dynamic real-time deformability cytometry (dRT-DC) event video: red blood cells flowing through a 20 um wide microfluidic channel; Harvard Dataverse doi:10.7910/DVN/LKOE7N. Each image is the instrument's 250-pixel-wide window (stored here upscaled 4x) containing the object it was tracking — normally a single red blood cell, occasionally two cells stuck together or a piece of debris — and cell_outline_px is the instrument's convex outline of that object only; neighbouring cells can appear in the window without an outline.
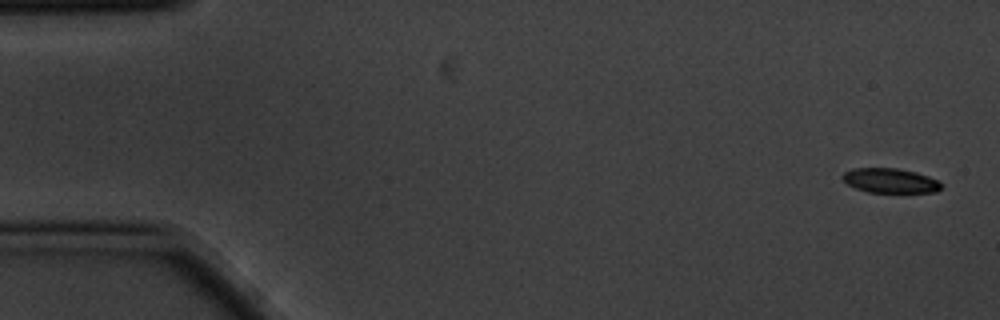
{"species": "common noctule bat (a hibernating species)", "species_latin": "Nyctalus noctula", "temperature_condition": "cold", "stored_images_in_passage": 4, "camera_frame_rate_fps": 3000, "um_per_image_px": 0.085, "animal": {"sex": "male", "body_mass_g": 20.1, "forearm_length_mm": 53.5}, "frame": {"image": 1, "passage_image": 1, "time_ms": 0.0, "image_size_px": [1000, 320], "cell_outline_px": [[944, 184], [936, 192], [868, 192], [856, 188], [848, 184], [840, 176], [844, 172], [852, 168], [896, 168], [916, 172], [928, 176]], "centroid_in_image_um": [75.65, 15.34], "position_along_channel_um": 9.3, "area_um2": 14.1}}
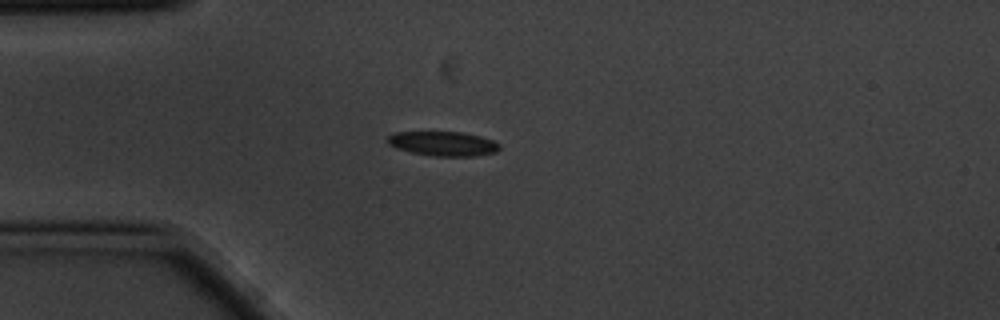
{"frame": {"image": 2, "passage_image": 4, "time_ms": 1.0, "image_size_px": [1000, 320], "cell_outline_px": [[500, 148], [496, 152], [476, 156], [436, 156], [412, 152], [396, 148], [388, 144], [384, 140], [392, 132], [464, 132], [480, 136], [492, 140], [500, 144]], "centroid_in_image_um": [37.64, 12.2], "position_along_channel_um": 47.4, "area_um2": 16.07}}